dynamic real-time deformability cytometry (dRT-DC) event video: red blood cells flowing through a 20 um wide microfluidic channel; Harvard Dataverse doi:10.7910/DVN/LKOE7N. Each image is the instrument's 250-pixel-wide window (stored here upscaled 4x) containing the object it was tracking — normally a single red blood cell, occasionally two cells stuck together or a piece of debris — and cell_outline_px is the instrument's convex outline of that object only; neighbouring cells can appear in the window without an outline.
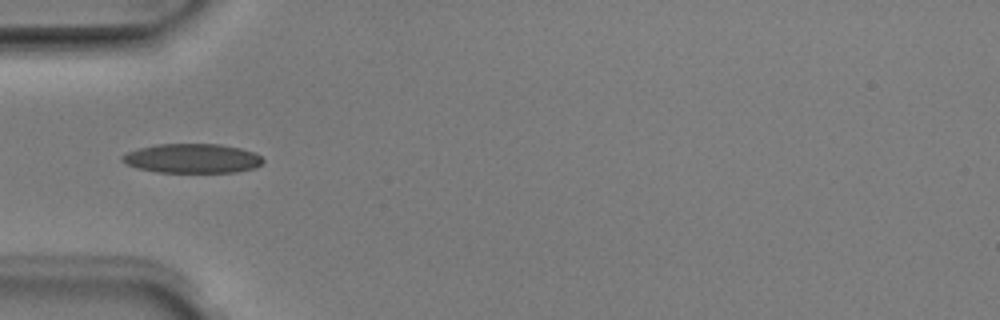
{"species": "Egyptian fruit bat (a non-hibernating species)", "species_latin": "Rousettus aegyptiacus", "temperature_condition": "room temperature", "stored_images_in_passage": 5, "camera_frame_rate_fps": 3000, "um_per_image_px": 0.085, "animal": {"sex": "male"}, "frame": {"image": 1, "passage_image": 5, "time_ms": 1.333, "image_size_px": [1000, 320], "cell_outline_px": [[264, 160], [256, 168], [236, 172], [156, 172], [136, 168], [120, 160], [120, 156], [128, 152], [140, 148], [156, 144], [220, 144], [240, 148], [256, 152]], "centroid_in_image_um": [16.35, 13.46], "position_along_channel_um": 68.7, "area_um2": 24.16}}